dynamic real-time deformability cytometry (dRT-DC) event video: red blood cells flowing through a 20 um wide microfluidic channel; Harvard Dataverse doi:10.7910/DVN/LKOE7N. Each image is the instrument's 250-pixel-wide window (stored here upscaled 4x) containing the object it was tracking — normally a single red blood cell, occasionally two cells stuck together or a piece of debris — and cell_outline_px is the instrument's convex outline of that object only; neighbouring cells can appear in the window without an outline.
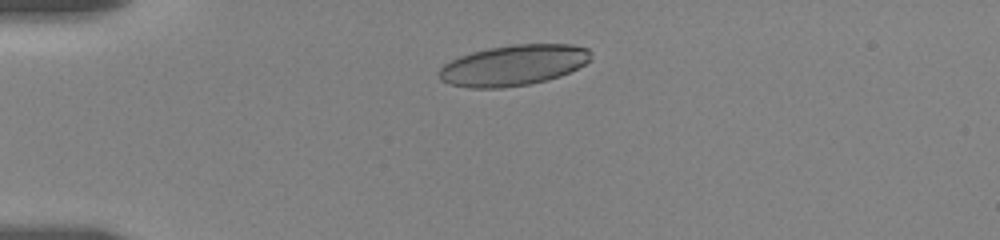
{"species": "human", "species_latin": "Homo sapiens", "temperature_condition": "room temperature", "stored_images_in_passage": 59, "camera_frame_rate_fps": 3000, "um_per_image_px": 0.085, "donor": {"sex": "female"}, "frame": {"image": 1, "passage_image": 1, "time_ms": 0.0, "image_size_px": [1000, 240], "cell_outline_px": [[592, 60], [560, 76], [528, 84], [504, 88], [468, 88], [448, 84], [440, 80], [440, 68], [444, 64], [460, 56], [472, 52], [488, 48], [512, 44], [572, 44], [588, 48], [592, 56]], "centroid_in_image_um": [43.64, 5.54], "position_along_channel_um": 41.4, "area_um2": 36.01}}
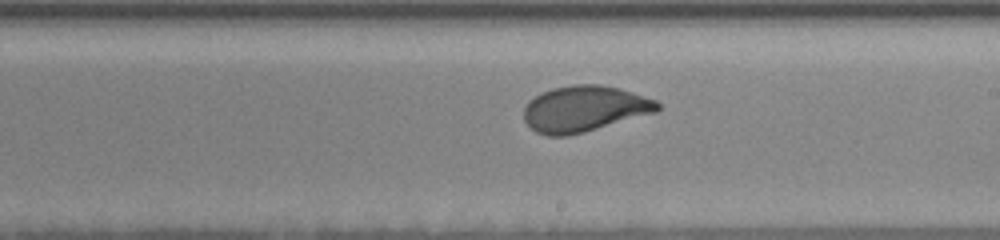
{"frame": {"image": 2, "passage_image": 28, "time_ms": 6.667, "image_size_px": [1000, 240], "cell_outline_px": [[660, 108], [656, 112], [584, 132], [568, 136], [548, 136], [536, 132], [524, 120], [524, 108], [528, 100], [540, 92], [552, 88], [572, 84], [600, 84], [620, 88], [656, 100], [660, 104]], "centroid_in_image_um": [49.65, 9.23], "position_along_channel_um": 239.4, "area_um2": 35.95}}
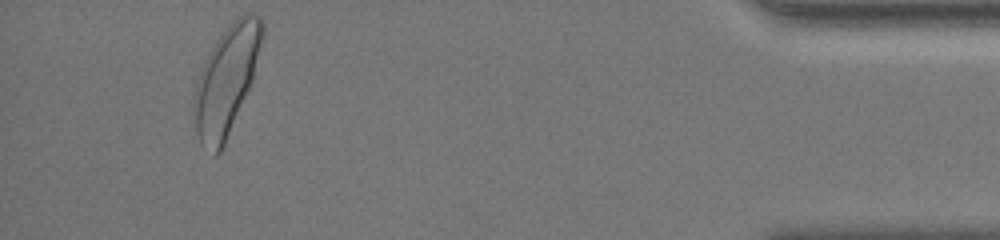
{"frame": {"image": 3, "passage_image": 52, "time_ms": 13.333, "image_size_px": [1000, 240], "cell_outline_px": [[264, 36], [252, 80], [224, 144], [220, 152], [216, 156], [212, 156], [200, 144], [196, 132], [196, 84], [204, 60], [228, 24], [236, 16], [244, 12], [252, 12], [260, 16], [264, 20]], "centroid_in_image_um": [19.29, 6.75], "position_along_channel_um": 415.9, "area_um2": 42.48}, "authors_computed_cell_mechanics": {"area_um2": 36.125, "velocity_mm_per_s": 3.5007, "shape_relaxation_time_tau1_ms": 2.9973, "shape_relaxation_time_tau2_ms": null, "deformation_change_tau1": 0.1446, "deformation_change_tau2": null}}